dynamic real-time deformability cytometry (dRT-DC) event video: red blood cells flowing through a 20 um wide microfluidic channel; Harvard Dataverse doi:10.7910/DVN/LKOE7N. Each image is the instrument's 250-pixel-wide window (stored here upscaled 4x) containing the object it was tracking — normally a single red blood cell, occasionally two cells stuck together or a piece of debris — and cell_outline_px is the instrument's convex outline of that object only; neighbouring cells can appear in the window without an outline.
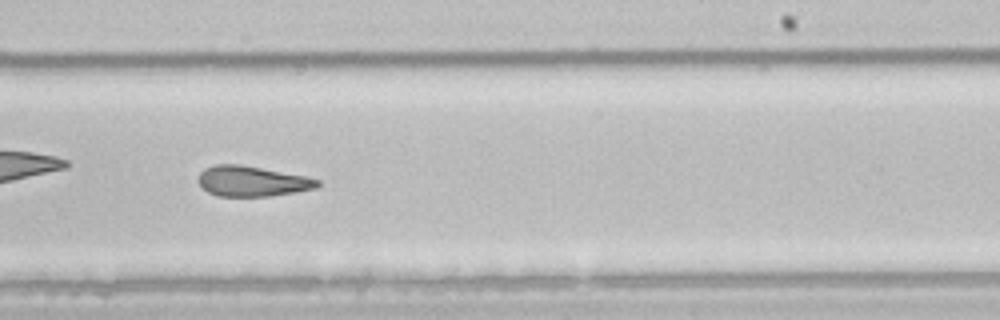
{"species": "common noctule bat (a hibernating species)", "species_latin": "Nyctalus noctula", "temperature_condition": "room temperature", "stored_images_in_passage": 38, "camera_frame_rate_fps": 3000, "um_per_image_px": 0.085, "animal": {"sex": "male", "body_mass_g": 21.5, "forearm_length_mm": 52.0}, "frame": {"image": 1, "passage_image": 17, "time_ms": 5.333, "image_size_px": [1000, 320], "cell_outline_px": [[320, 184], [316, 188], [296, 192], [272, 196], [216, 196], [208, 192], [200, 184], [200, 172], [204, 168], [216, 164], [240, 164], [304, 176], [320, 180]], "centroid_in_image_um": [21.43, 15.41], "position_along_channel_um": 267.6, "area_um2": 20.92}, "authors_computed_cell_mechanics": {"area_um2": 22.253, "velocity_mm_per_s": 3.9155, "shape_relaxation_time_tau1_ms": null, "shape_relaxation_time_tau2_ms": 4.1803, "deformation_change_tau1": null, "deformation_change_tau2": 0.1373}}